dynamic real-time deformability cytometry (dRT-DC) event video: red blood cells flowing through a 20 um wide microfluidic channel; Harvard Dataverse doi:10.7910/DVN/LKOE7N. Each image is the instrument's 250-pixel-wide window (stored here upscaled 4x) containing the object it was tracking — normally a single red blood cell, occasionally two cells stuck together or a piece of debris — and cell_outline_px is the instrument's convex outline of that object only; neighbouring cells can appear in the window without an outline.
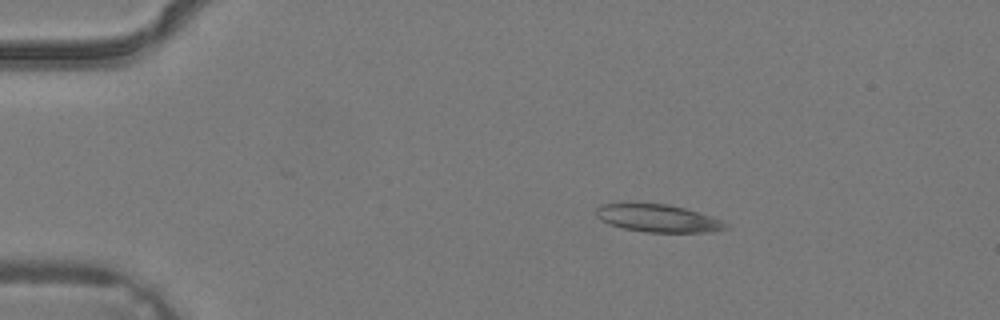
{"species": "common noctule bat (a hibernating species)", "species_latin": "Nyctalus noctula", "temperature_condition": "warm", "stored_images_in_passage": 3, "camera_frame_rate_fps": 3000, "um_per_image_px": 0.085, "animal": {"sex": "male", "body_mass_g": 19.2, "forearm_length_mm": 51.8}, "frame": {"image": 1, "passage_image": 2, "time_ms": 0.333, "image_size_px": [1000, 320], "cell_outline_px": [[728, 228], [708, 232], [648, 232], [624, 228], [608, 224], [600, 220], [596, 216], [596, 208], [600, 204], [628, 200], [632, 200], [668, 204], [684, 208], [720, 220], [728, 224]], "centroid_in_image_um": [55.78, 18.49], "position_along_channel_um": 29.2, "area_um2": 21.5}}